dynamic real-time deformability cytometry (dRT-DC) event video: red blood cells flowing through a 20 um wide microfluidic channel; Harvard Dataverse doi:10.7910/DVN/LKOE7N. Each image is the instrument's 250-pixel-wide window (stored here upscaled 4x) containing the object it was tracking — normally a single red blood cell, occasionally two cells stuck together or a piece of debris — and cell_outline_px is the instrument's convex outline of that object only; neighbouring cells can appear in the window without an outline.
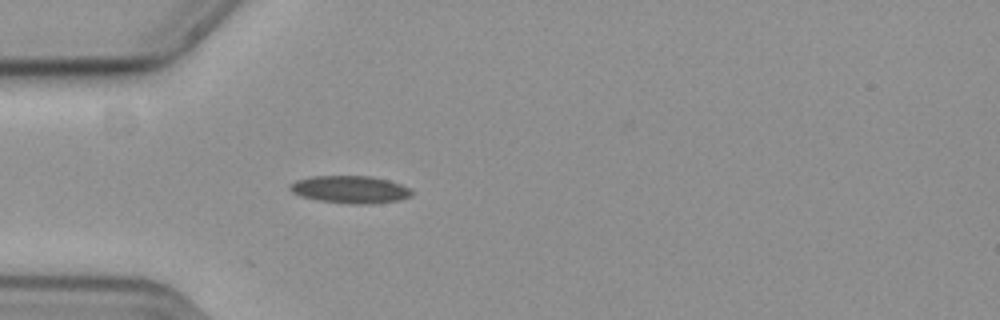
{"species": "common noctule bat (a hibernating species)", "species_latin": "Nyctalus noctula", "temperature_condition": "cold", "stored_images_in_passage": 41, "camera_frame_rate_fps": 3000, "um_per_image_px": 0.085, "animal": {"sex": "female", "body_mass_g": 19.3, "forearm_length_mm": 54.1}, "frame": {"image": 1, "passage_image": 3, "time_ms": 0.667, "image_size_px": [1000, 320], "cell_outline_px": [[412, 196], [400, 200], [372, 204], [348, 204], [320, 200], [300, 196], [292, 192], [288, 188], [288, 184], [296, 180], [312, 176], [368, 176], [388, 180], [412, 188]], "centroid_in_image_um": [29.77, 16.11], "position_along_channel_um": 55.2, "area_um2": 19.65}}
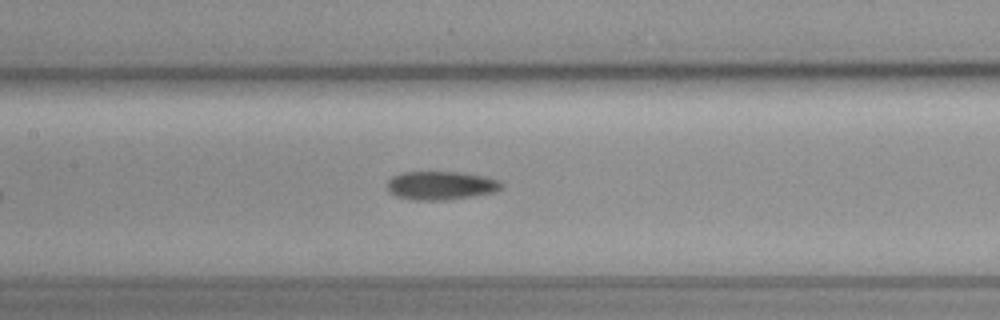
{"frame": {"image": 2, "passage_image": 13, "time_ms": 4.0, "image_size_px": [1000, 320], "cell_outline_px": [[504, 184], [496, 192], [472, 196], [444, 200], [412, 200], [396, 196], [388, 192], [388, 180], [392, 176], [400, 172], [456, 172], [484, 176], [500, 180]], "centroid_in_image_um": [37.46, 15.77], "position_along_channel_um": 169.9, "area_um2": 19.07}}
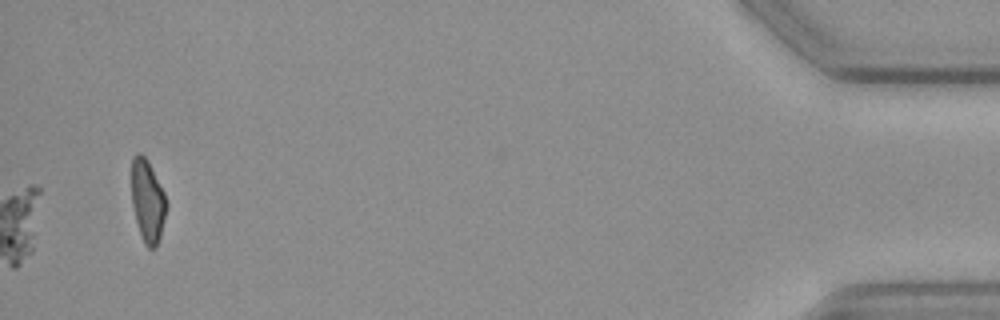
{"frame": {"image": 3, "passage_image": 41, "time_ms": 13.333, "image_size_px": [1000, 320], "cell_outline_px": [[168, 204], [160, 236], [156, 248], [148, 248], [144, 244], [140, 236], [132, 204], [132, 156], [136, 152], [140, 152], [148, 160], [164, 192]], "centroid_in_image_um": [12.55, 17.08], "position_along_channel_um": 422.7, "area_um2": 16.88}}